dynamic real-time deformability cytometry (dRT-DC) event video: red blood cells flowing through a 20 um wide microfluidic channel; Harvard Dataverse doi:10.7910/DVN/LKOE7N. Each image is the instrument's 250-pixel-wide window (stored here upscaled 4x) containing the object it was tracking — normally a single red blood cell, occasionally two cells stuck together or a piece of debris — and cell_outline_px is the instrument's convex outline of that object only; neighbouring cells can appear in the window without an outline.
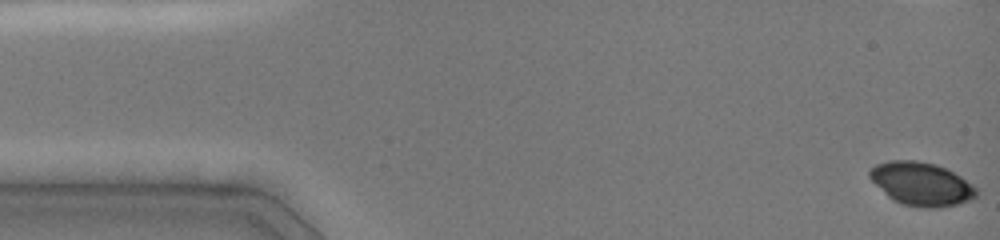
{"species": "common noctule bat (a hibernating species)", "species_latin": "Nyctalus noctula", "temperature_condition": "cold", "stored_images_in_passage": 16, "camera_frame_rate_fps": 3000, "um_per_image_px": 0.085, "animal": {"sex": "female", "body_mass_g": 19.0, "forearm_length_mm": 51.5}, "frame": {"image": 1, "passage_image": 1, "time_ms": 0.0, "image_size_px": [1000, 240], "cell_outline_px": [[976, 196], [972, 200], [940, 208], [924, 208], [904, 204], [892, 200], [868, 176], [868, 172], [876, 164], [892, 160], [916, 160], [936, 164], [960, 176], [972, 184], [976, 188]], "centroid_in_image_um": [78.32, 15.63], "position_along_channel_um": 6.7, "area_um2": 26.76}}
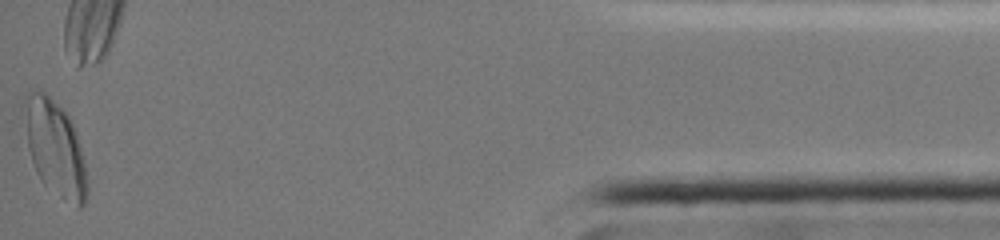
{"frame": {"image": 2, "passage_image": 16, "time_ms": 15.667, "image_size_px": [1000, 240], "cell_outline_px": [[88, 192], [84, 204], [80, 208], [76, 208], [64, 200], [44, 184], [40, 180], [36, 172], [28, 148], [20, 108], [24, 96], [28, 92], [44, 92], [68, 116], [72, 124], [84, 160], [88, 184]], "centroid_in_image_um": [4.63, 12.61], "position_along_channel_um": 430.6, "area_um2": 35.03}}